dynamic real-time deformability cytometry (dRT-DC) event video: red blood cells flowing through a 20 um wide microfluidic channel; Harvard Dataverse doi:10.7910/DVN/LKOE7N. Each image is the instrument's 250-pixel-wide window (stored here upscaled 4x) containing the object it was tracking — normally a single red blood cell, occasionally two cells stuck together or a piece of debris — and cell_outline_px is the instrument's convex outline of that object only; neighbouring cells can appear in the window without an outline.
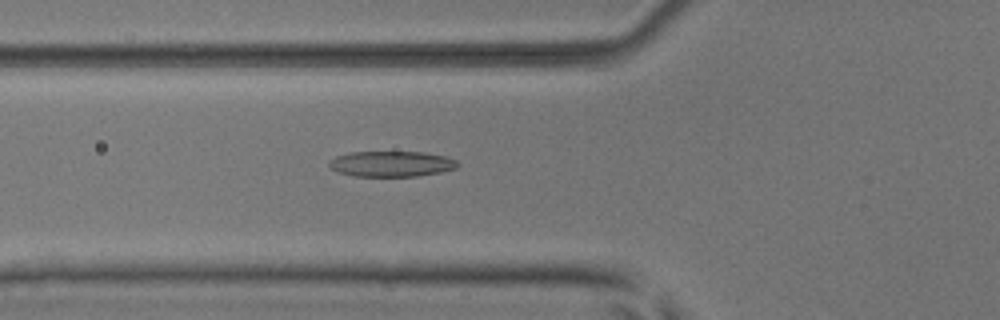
{"species": "common noctule bat (a hibernating species)", "species_latin": "Nyctalus noctula", "temperature_condition": "room temperature", "stored_images_in_passage": 53, "camera_frame_rate_fps": 3000, "um_per_image_px": 0.085, "animal": {"sex": "male", "body_mass_g": 17.9, "forearm_length_mm": 54.2}, "frame": {"image": 1, "passage_image": 20, "time_ms": 6.333, "image_size_px": [1000, 320], "cell_outline_px": [[460, 164], [456, 168], [440, 172], [416, 176], [352, 176], [336, 172], [328, 164], [328, 160], [336, 156], [352, 152], [424, 152], [448, 156], [456, 160]], "centroid_in_image_um": [33.27, 13.92], "position_along_channel_um": 92.5, "area_um2": 19.31}}
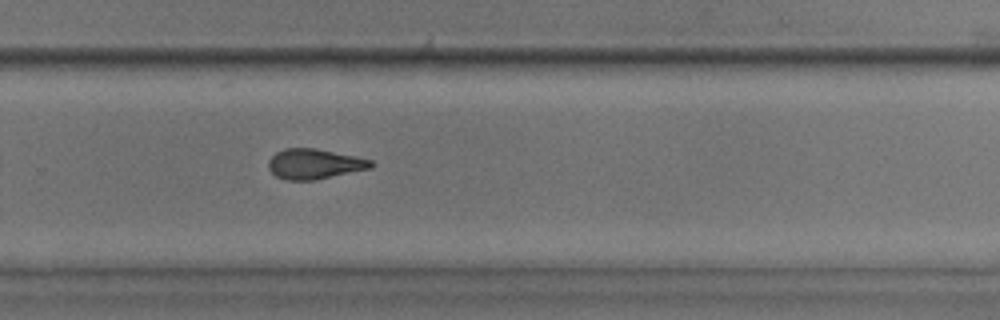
{"frame": {"image": 2, "passage_image": 36, "time_ms": 11.667, "image_size_px": [1000, 320], "cell_outline_px": [[372, 168], [312, 180], [288, 180], [276, 176], [268, 168], [268, 160], [276, 152], [284, 148], [316, 148], [356, 156], [372, 160]], "centroid_in_image_um": [26.71, 13.92], "position_along_channel_um": 303.1, "area_um2": 17.92}}
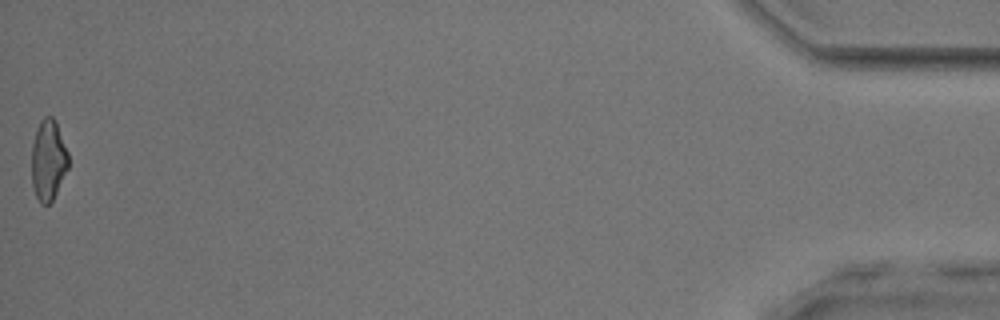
{"frame": {"image": 3, "passage_image": 53, "time_ms": 17.333, "image_size_px": [1000, 320], "cell_outline_px": [[68, 168], [52, 200], [48, 204], [40, 204], [36, 196], [32, 184], [32, 144], [36, 128], [40, 120], [44, 116], [52, 116], [56, 120], [68, 152]], "centroid_in_image_um": [4.1, 13.57], "position_along_channel_um": 431.1, "area_um2": 17.34}, "authors_computed_cell_mechanics": {"area_um2": 18.6116, "velocity_mm_per_s": 3.9507, "shape_relaxation_time_tau1_ms": 5.1201, "shape_relaxation_time_tau2_ms": 2.7626, "deformation_change_tau1": 0.1807, "deformation_change_tau2": 0.1148}}